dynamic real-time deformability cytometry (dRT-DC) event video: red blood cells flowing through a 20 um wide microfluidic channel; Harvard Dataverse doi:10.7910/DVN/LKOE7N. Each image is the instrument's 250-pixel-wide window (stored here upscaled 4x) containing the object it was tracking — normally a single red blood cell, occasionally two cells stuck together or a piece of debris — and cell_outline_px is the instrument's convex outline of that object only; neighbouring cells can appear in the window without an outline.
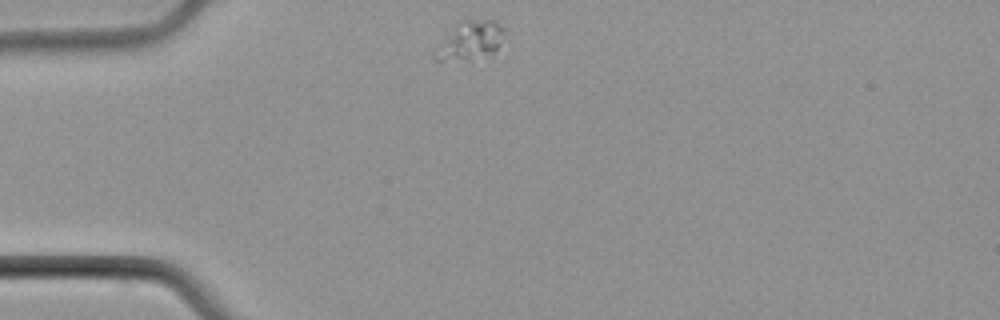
{"species": "common noctule bat (a hibernating species)", "species_latin": "Nyctalus noctula", "temperature_condition": "cold", "stored_images_in_passage": 3, "camera_frame_rate_fps": 3000, "um_per_image_px": 0.085, "animal": {"sex": "male", "body_mass_g": 21.5, "forearm_length_mm": 52.0}, "frame": {"image": 1, "passage_image": 1, "time_ms": 0.0, "image_size_px": [1000, 320], "cell_outline_px": [[504, 36], [496, 48], [492, 52], [468, 56], [440, 60], [432, 60], [432, 52], [460, 20], [492, 20], [500, 24], [504, 28]], "centroid_in_image_um": [39.93, 3.37], "position_along_channel_um": 45.1, "area_um2": 14.51}}
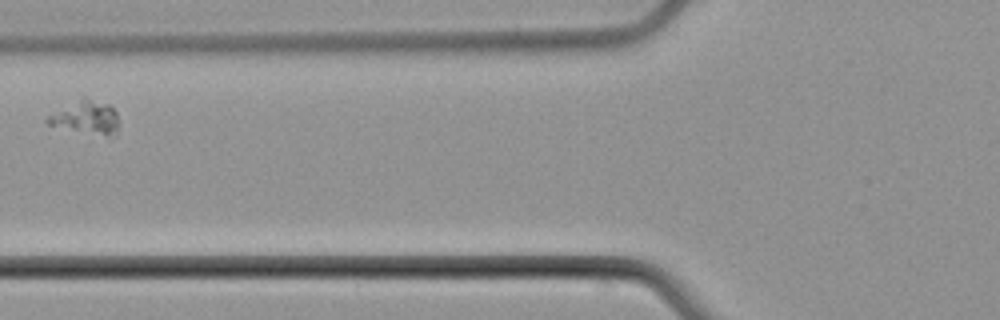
{"frame": {"image": 2, "passage_image": 3, "time_ms": 2.667, "image_size_px": [1000, 320], "cell_outline_px": [[116, 136], [48, 124], [44, 120], [48, 116], [84, 96], [108, 104], [116, 112]], "centroid_in_image_um": [7.32, 9.92], "position_along_channel_um": 118.5, "area_um2": 12.83}}